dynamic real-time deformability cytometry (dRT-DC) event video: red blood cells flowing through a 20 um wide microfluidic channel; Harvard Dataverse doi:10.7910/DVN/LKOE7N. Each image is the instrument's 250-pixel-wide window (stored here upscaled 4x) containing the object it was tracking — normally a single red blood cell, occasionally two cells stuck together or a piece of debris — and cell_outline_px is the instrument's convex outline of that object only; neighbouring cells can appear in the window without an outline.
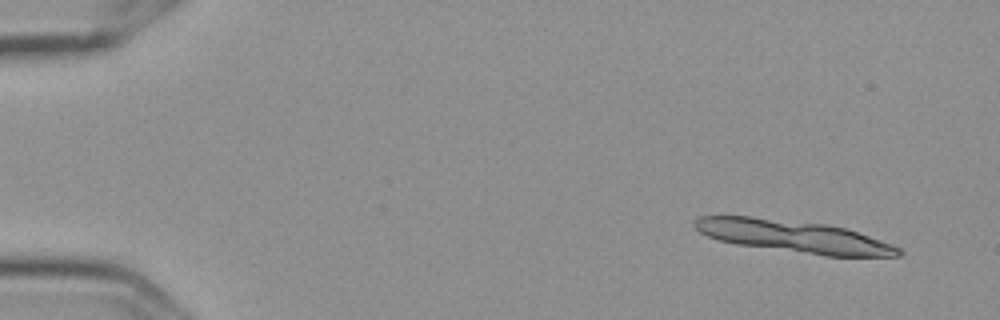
{"species": "Egyptian fruit bat (a non-hibernating species)", "species_latin": "Rousettus aegyptiacus", "temperature_condition": "cold", "stored_images_in_passage": 5, "segment_of_instrument_passage": [1, 2], "camera_frame_rate_fps": 3000, "um_per_image_px": 0.085, "frame": {"image": 1, "passage_image": 1, "time_ms": 0.0, "image_size_px": [1000, 320], "cell_outline_px": [[904, 252], [900, 256], [824, 256], [736, 244], [720, 240], [708, 236], [700, 232], [692, 224], [700, 216], [752, 216], [824, 224], [844, 228], [892, 244], [900, 248]], "centroid_in_image_um": [67.46, 20.1], "position_along_channel_um": 17.5, "area_um2": 37.92}}